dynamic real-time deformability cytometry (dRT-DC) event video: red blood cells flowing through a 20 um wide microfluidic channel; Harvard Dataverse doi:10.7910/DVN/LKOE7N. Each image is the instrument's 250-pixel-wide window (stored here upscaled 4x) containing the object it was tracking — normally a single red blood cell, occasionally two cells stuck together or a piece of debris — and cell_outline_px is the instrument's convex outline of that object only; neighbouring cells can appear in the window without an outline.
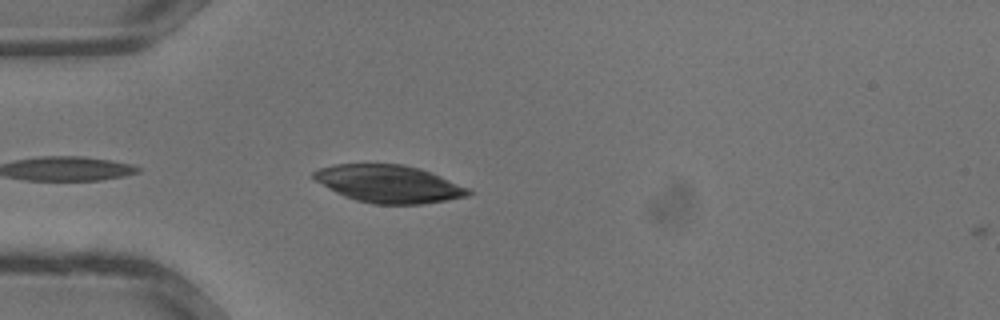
{"species": "common noctule bat (a hibernating species)", "species_latin": "Nyctalus noctula", "temperature_condition": "warm", "stored_images_in_passage": 11, "camera_frame_rate_fps": 3000, "um_per_image_px": 0.085, "animal": {"sex": "male", "body_mass_g": 13.3}, "frame": {"image": 1, "passage_image": 10, "time_ms": 3.0, "image_size_px": [1000, 320], "cell_outline_px": [[472, 192], [468, 196], [448, 200], [424, 204], [376, 204], [356, 200], [344, 196], [328, 188], [316, 180], [312, 176], [312, 172], [320, 168], [332, 164], [404, 164], [420, 168], [440, 176], [468, 188]], "centroid_in_image_um": [33.04, 15.63], "position_along_channel_um": 52.0, "area_um2": 33.76}}